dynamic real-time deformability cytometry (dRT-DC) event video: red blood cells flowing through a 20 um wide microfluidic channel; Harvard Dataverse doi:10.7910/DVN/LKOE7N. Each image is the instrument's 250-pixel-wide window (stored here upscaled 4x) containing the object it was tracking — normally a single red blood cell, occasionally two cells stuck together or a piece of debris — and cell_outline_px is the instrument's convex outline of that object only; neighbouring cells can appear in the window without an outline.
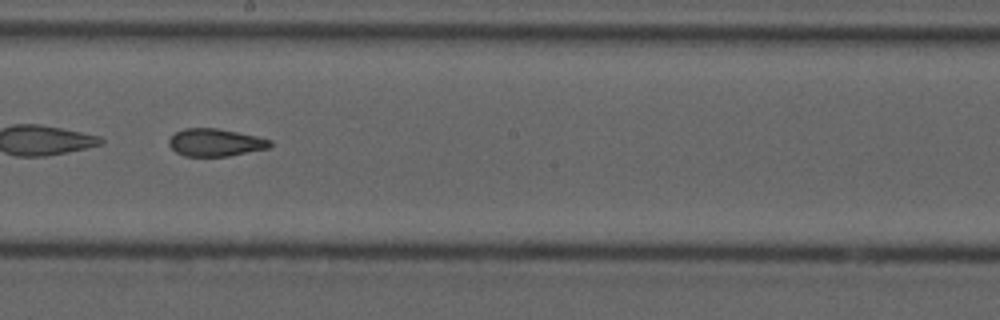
{"species": "common noctule bat (a hibernating species)", "species_latin": "Nyctalus noctula", "temperature_condition": "cold", "stored_images_in_passage": 42, "camera_frame_rate_fps": 3000, "um_per_image_px": 0.085, "animal": {"sex": "male", "forearm_length_mm": 52.5}, "frame": {"image": 1, "passage_image": 19, "time_ms": 6.0, "image_size_px": [1000, 320], "cell_outline_px": [[272, 144], [268, 148], [228, 156], [184, 156], [176, 152], [168, 144], [168, 140], [176, 132], [184, 128], [216, 128], [256, 136], [272, 140]], "centroid_in_image_um": [18.29, 12.11], "position_along_channel_um": 229.9, "area_um2": 16.13}, "authors_computed_cell_mechanics": {"area_um2": 17.5712, "velocity_mm_per_s": 3.7554, "shape_relaxation_time_tau1_ms": null, "shape_relaxation_time_tau2_ms": 3.7428, "deformation_change_tau1": null, "deformation_change_tau2": 0.1081}}